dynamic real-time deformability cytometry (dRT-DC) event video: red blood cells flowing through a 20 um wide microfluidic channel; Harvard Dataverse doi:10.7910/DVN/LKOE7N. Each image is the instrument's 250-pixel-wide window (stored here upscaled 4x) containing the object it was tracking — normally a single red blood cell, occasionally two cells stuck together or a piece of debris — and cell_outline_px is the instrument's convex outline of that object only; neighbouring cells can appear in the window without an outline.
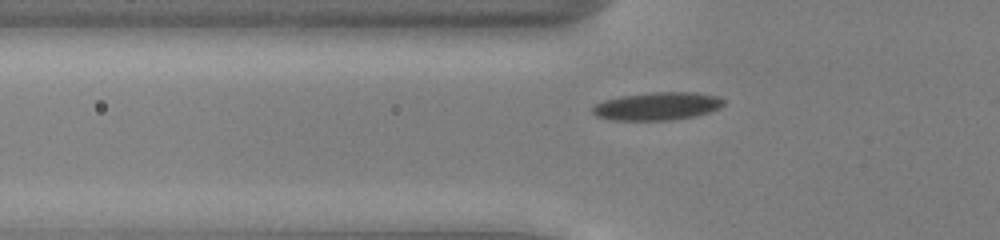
{"species": "common noctule bat (a hibernating species)", "species_latin": "Nyctalus noctula", "temperature_condition": "cold", "stored_images_in_passage": 36, "camera_frame_rate_fps": 3000, "um_per_image_px": 0.085, "animal": {"sex": "male", "body_mass_g": 13.0, "forearm_length_mm": 53.1}, "frame": {"image": 1, "passage_image": 2, "time_ms": 0.333, "image_size_px": [1000, 240], "cell_outline_px": [[724, 104], [720, 108], [696, 116], [672, 120], [612, 120], [596, 116], [592, 112], [592, 108], [596, 104], [604, 100], [620, 96], [652, 92], [696, 92], [720, 96], [724, 100]], "centroid_in_image_um": [55.89, 9.02], "position_along_channel_um": 69.9, "area_um2": 21.5}}
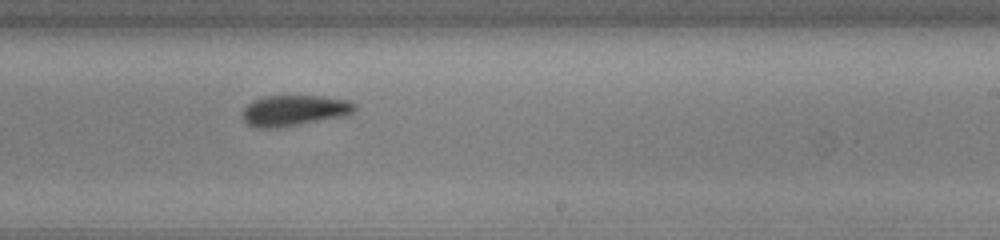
{"frame": {"image": 2, "passage_image": 17, "time_ms": 5.333, "image_size_px": [1000, 240], "cell_outline_px": [[356, 108], [348, 116], [276, 128], [256, 128], [248, 124], [244, 120], [244, 108], [252, 100], [264, 96], [320, 96], [348, 100], [356, 104]], "centroid_in_image_um": [25.04, 9.39], "position_along_channel_um": 264.0, "area_um2": 20.17}}
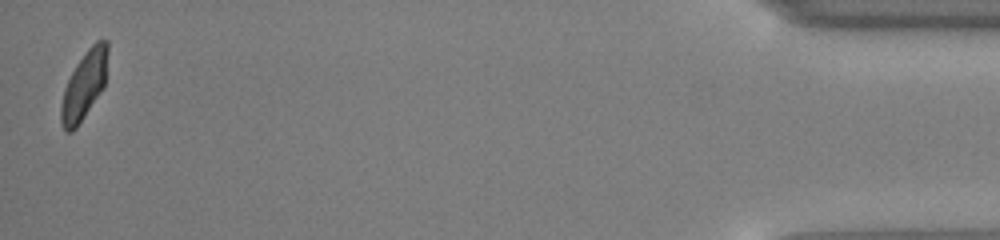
{"frame": {"image": 3, "passage_image": 36, "time_ms": 11.667, "image_size_px": [1000, 240], "cell_outline_px": [[108, 52], [104, 84], [100, 92], [76, 128], [72, 132], [64, 132], [60, 124], [60, 104], [64, 88], [76, 64], [84, 52], [96, 40], [108, 40]], "centroid_in_image_um": [7.12, 7.25], "position_along_channel_um": 428.1, "area_um2": 18.5}, "authors_computed_cell_mechanics": {"area_um2": 20.0277, "velocity_mm_per_s": 3.9133, "shape_relaxation_time_tau1_ms": 3.64, "shape_relaxation_time_tau2_ms": 3.7382, "deformation_change_tau1": 0.097, "deformation_change_tau2": 0.0914}}